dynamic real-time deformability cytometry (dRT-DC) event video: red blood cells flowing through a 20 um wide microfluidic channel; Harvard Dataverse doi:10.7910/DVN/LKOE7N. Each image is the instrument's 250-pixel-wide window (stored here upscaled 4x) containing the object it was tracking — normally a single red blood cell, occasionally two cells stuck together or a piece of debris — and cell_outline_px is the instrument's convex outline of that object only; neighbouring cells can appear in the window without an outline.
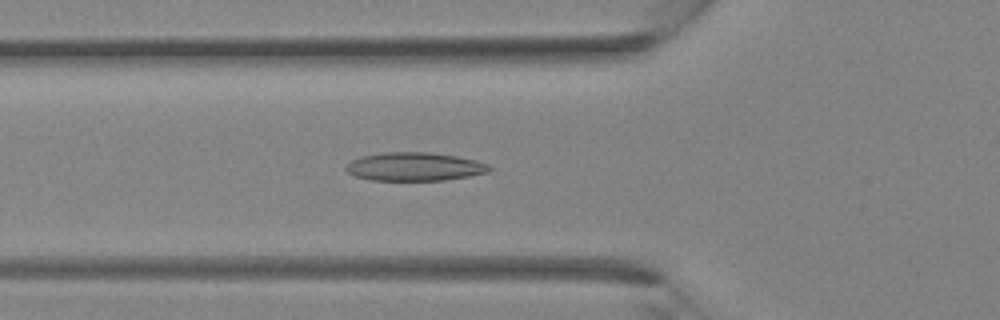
{"species": "Egyptian fruit bat (a non-hibernating species)", "species_latin": "Rousettus aegyptiacus", "temperature_condition": "room temperature", "stored_images_in_passage": 37, "camera_frame_rate_fps": 3000, "um_per_image_px": 0.085, "animal": {"sex": "female"}, "frame": {"image": 1, "passage_image": 13, "time_ms": 4.0, "image_size_px": [1000, 320], "cell_outline_px": [[492, 168], [488, 172], [468, 176], [444, 180], [372, 180], [356, 176], [348, 172], [344, 168], [352, 160], [360, 156], [384, 152], [428, 152], [456, 156], [476, 160], [488, 164]], "centroid_in_image_um": [35.23, 14.16], "position_along_channel_um": 90.6, "area_um2": 23.64}}
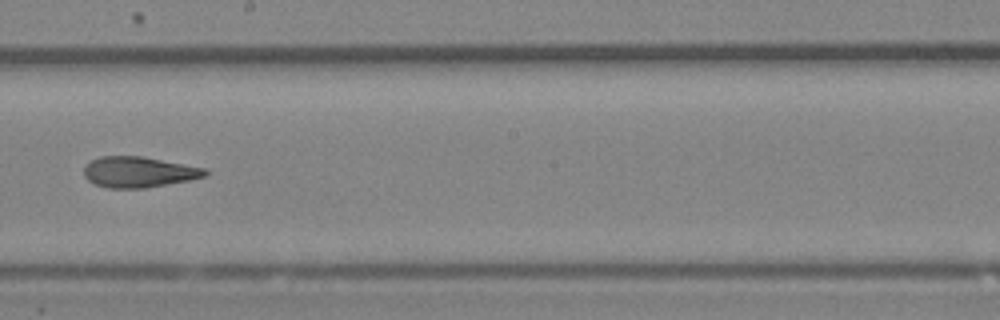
{"frame": {"image": 2, "passage_image": 21, "time_ms": 6.667, "image_size_px": [1000, 320], "cell_outline_px": [[208, 172], [204, 176], [188, 180], [144, 188], [108, 188], [96, 184], [88, 180], [84, 176], [84, 168], [92, 160], [100, 156], [144, 156], [208, 168]], "centroid_in_image_um": [11.81, 14.61], "position_along_channel_um": 236.4, "area_um2": 21.68}}
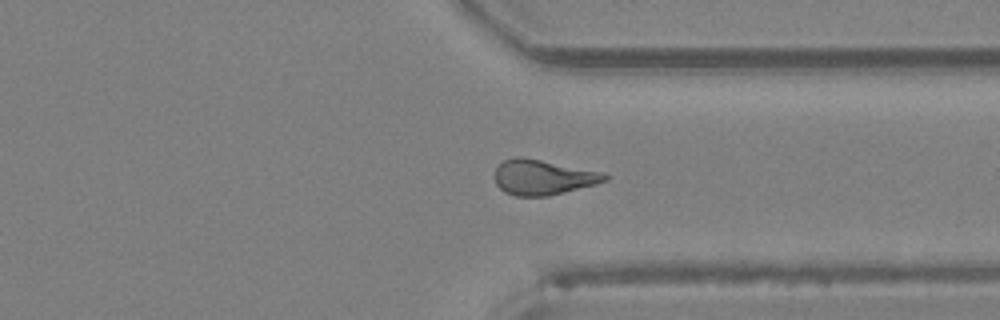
{"frame": {"image": 3, "passage_image": 28, "time_ms": 9.0, "image_size_px": [1000, 320], "cell_outline_px": [[608, 180], [596, 184], [548, 196], [516, 196], [504, 192], [496, 184], [496, 168], [504, 160], [516, 156], [520, 156], [600, 172], [608, 176]], "centroid_in_image_um": [46.12, 15.08], "position_along_channel_um": 365.3, "area_um2": 22.14}}